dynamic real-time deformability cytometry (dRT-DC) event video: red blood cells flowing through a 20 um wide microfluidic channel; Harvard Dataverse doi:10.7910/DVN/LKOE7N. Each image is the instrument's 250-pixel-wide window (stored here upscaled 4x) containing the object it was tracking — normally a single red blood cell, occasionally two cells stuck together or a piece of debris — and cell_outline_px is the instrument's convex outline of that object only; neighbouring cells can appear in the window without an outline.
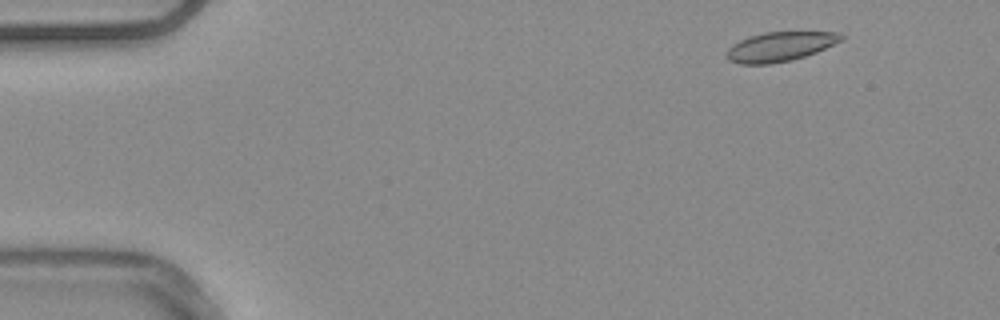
{"species": "common noctule bat (a hibernating species)", "species_latin": "Nyctalus noctula", "temperature_condition": "warm", "stored_images_in_passage": 51, "camera_frame_rate_fps": 3000, "um_per_image_px": 0.085, "animal": {"sex": "male", "body_mass_g": 20.4}, "frame": {"image": 1, "passage_image": 2, "time_ms": 0.333, "image_size_px": [1000, 320], "cell_outline_px": [[844, 40], [816, 52], [792, 60], [772, 64], [740, 64], [728, 60], [728, 48], [732, 44], [748, 36], [764, 32], [840, 32], [844, 36]], "centroid_in_image_um": [66.32, 3.96], "position_along_channel_um": 18.7, "area_um2": 19.71}}
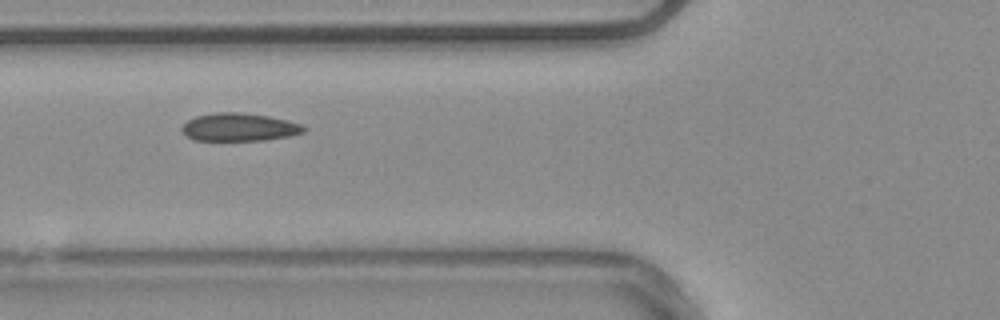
{"frame": {"image": 2, "passage_image": 17, "time_ms": 5.333, "image_size_px": [1000, 320], "cell_outline_px": [[304, 132], [288, 136], [264, 140], [196, 140], [188, 136], [180, 128], [188, 120], [196, 116], [216, 112], [240, 112], [268, 116], [288, 120], [300, 124], [304, 128]], "centroid_in_image_um": [20.32, 10.8], "position_along_channel_um": 105.5, "area_um2": 19.59}}
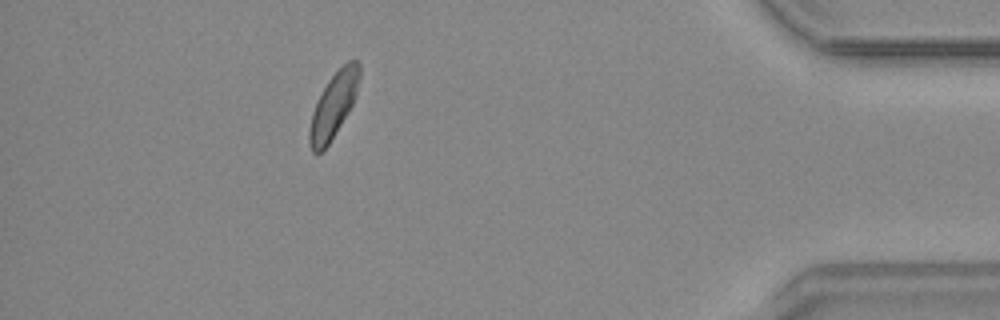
{"frame": {"image": 3, "passage_image": 45, "time_ms": 14.667, "image_size_px": [1000, 320], "cell_outline_px": [[360, 76], [356, 92], [352, 104], [348, 112], [328, 144], [316, 156], [312, 152], [308, 140], [308, 132], [312, 112], [316, 100], [328, 80], [348, 60], [356, 60], [360, 64]], "centroid_in_image_um": [28.32, 8.96], "position_along_channel_um": 406.9, "area_um2": 18.79}, "authors_computed_cell_mechanics": {"area_um2": 19.5942, "velocity_mm_per_s": 3.7396, "shape_relaxation_time_tau1_ms": 9.524, "shape_relaxation_time_tau2_ms": 5.373, "deformation_change_tau1": 0.123, "deformation_change_tau2": 0.0668}}